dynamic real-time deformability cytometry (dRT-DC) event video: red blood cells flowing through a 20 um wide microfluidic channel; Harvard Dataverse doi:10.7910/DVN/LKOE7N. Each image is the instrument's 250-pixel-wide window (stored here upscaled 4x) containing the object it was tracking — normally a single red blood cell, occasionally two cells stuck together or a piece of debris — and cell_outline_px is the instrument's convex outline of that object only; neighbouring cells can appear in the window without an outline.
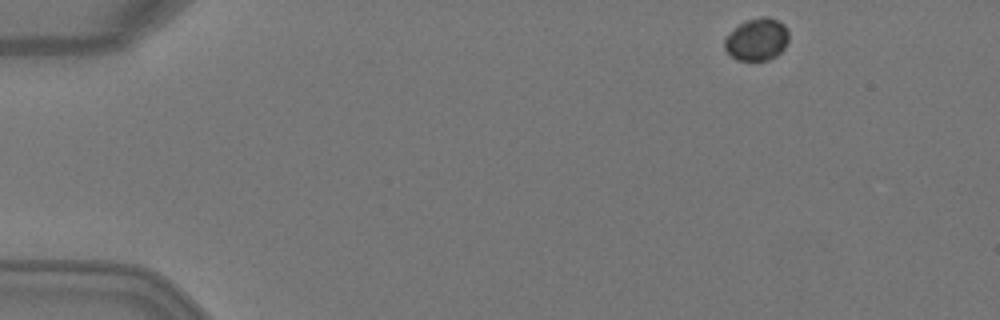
{"species": "Egyptian fruit bat (a non-hibernating species)", "species_latin": "Rousettus aegyptiacus", "temperature_condition": "warm", "stored_images_in_passage": 5, "camera_frame_rate_fps": 3000, "um_per_image_px": 0.085, "animal": {"sex": "female"}, "frame": {"image": 1, "passage_image": 1, "time_ms": 0.0, "image_size_px": [1000, 320], "cell_outline_px": [[788, 40], [784, 48], [776, 56], [768, 60], [736, 60], [724, 48], [724, 36], [744, 20], [760, 16], [768, 16], [784, 24], [788, 32]], "centroid_in_image_um": [64.31, 3.33], "position_along_channel_um": 20.7, "area_um2": 16.01}}
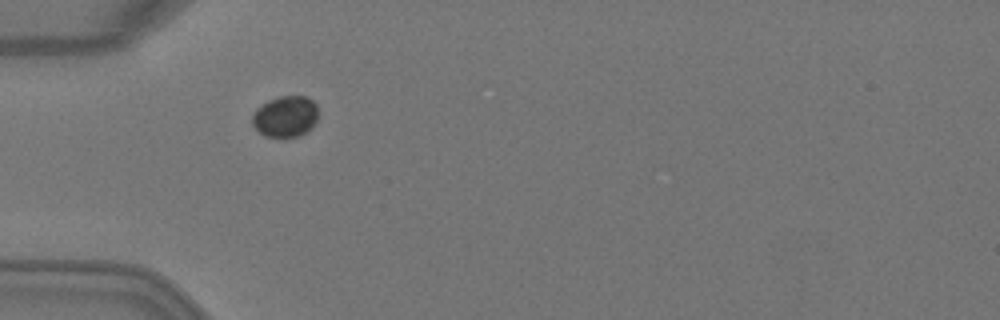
{"frame": {"image": 2, "passage_image": 4, "time_ms": 1.0, "image_size_px": [1000, 320], "cell_outline_px": [[316, 120], [312, 128], [308, 132], [300, 136], [264, 136], [252, 124], [252, 112], [256, 108], [268, 100], [280, 96], [304, 96], [312, 100], [316, 104]], "centroid_in_image_um": [24.24, 9.89], "position_along_channel_um": 60.8, "area_um2": 15.78}}
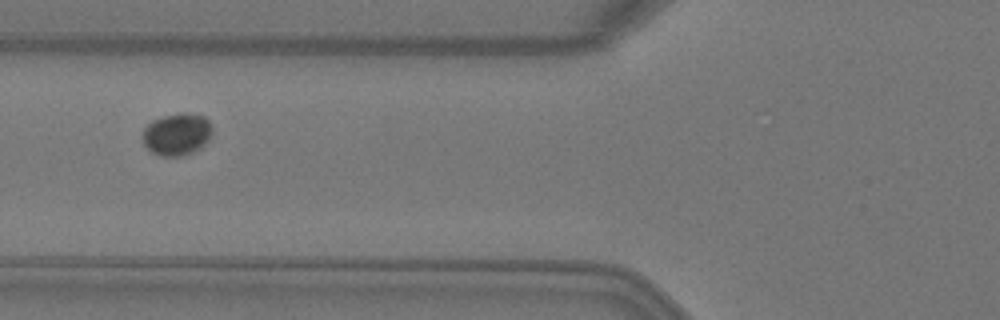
{"frame": {"image": 3, "passage_image": 5, "time_ms": 1.333, "image_size_px": [1000, 320], "cell_outline_px": [[212, 132], [208, 140], [200, 148], [192, 152], [180, 156], [160, 156], [152, 152], [144, 144], [140, 136], [144, 128], [152, 120], [164, 116], [204, 116], [208, 120], [212, 128]], "centroid_in_image_um": [14.99, 11.46], "position_along_channel_um": 110.8, "area_um2": 16.59}}